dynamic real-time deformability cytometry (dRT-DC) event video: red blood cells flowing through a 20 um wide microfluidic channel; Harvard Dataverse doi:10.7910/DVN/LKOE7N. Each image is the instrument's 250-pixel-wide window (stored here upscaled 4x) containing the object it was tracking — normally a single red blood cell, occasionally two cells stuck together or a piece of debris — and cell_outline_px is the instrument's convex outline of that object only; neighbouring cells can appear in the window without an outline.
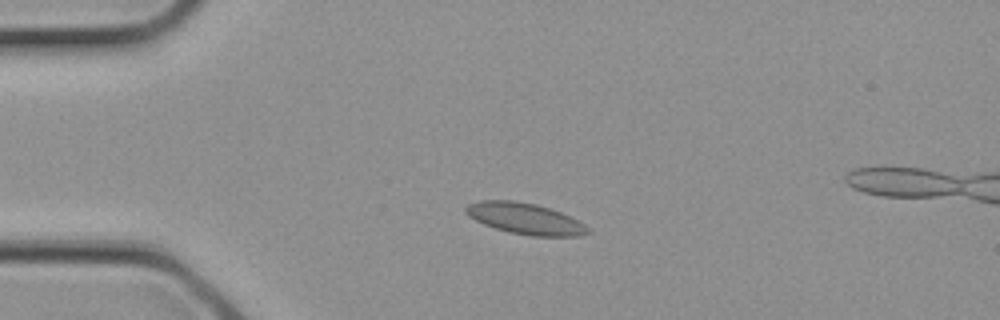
{"species": "common noctule bat (a hibernating species)", "species_latin": "Nyctalus noctula", "temperature_condition": "cold", "stored_images_in_passage": 2, "camera_frame_rate_fps": 3000, "um_per_image_px": 0.085, "animal": {"sex": "female", "body_mass_g": 21.9}, "frame": {"image": 1, "passage_image": 1, "time_ms": 0.0, "image_size_px": [1000, 320], "cell_outline_px": [[592, 232], [580, 236], [532, 236], [508, 232], [484, 224], [468, 216], [464, 212], [464, 208], [468, 204], [480, 200], [516, 200], [536, 204], [552, 208], [584, 224]], "centroid_in_image_um": [44.62, 18.57], "position_along_channel_um": 40.4, "area_um2": 22.25}}